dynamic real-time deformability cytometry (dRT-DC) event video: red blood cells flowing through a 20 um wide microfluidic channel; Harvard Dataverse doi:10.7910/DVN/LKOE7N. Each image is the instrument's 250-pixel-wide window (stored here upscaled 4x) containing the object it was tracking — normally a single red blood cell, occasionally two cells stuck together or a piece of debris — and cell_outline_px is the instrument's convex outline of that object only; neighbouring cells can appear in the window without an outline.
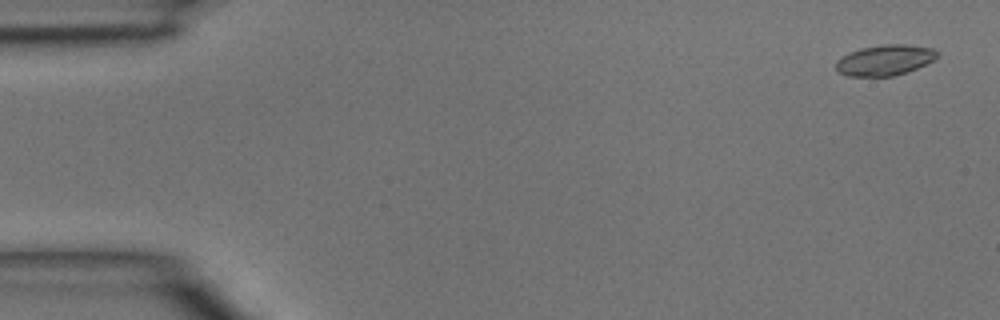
{"species": "common noctule bat (a hibernating species)", "species_latin": "Nyctalus noctula", "temperature_condition": "room temperature", "stored_images_in_passage": 4, "camera_frame_rate_fps": 3000, "um_per_image_px": 0.085, "animal": {"sex": "male", "body_mass_g": 15.6}, "frame": {"image": 1, "passage_image": 1, "time_ms": 0.0, "image_size_px": [1000, 320], "cell_outline_px": [[940, 52], [932, 60], [916, 68], [892, 76], [848, 76], [840, 72], [836, 68], [836, 60], [848, 52], [860, 48], [884, 44], [908, 44], [932, 48]], "centroid_in_image_um": [75.18, 5.09], "position_along_channel_um": 9.8, "area_um2": 17.92}}
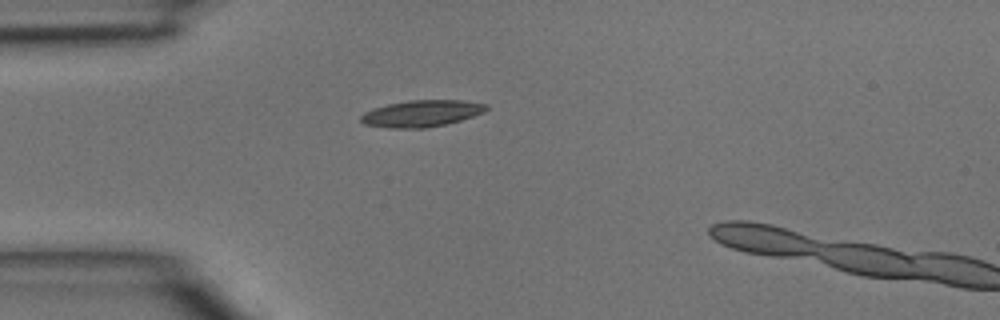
{"frame": {"image": 2, "passage_image": 3, "time_ms": 0.667, "image_size_px": [1000, 320], "cell_outline_px": [[488, 108], [484, 112], [460, 120], [444, 124], [424, 128], [388, 128], [364, 124], [360, 120], [360, 116], [364, 112], [372, 108], [388, 104], [408, 100], [460, 100], [488, 104]], "centroid_in_image_um": [35.8, 9.64], "position_along_channel_um": 49.2, "area_um2": 19.42}}